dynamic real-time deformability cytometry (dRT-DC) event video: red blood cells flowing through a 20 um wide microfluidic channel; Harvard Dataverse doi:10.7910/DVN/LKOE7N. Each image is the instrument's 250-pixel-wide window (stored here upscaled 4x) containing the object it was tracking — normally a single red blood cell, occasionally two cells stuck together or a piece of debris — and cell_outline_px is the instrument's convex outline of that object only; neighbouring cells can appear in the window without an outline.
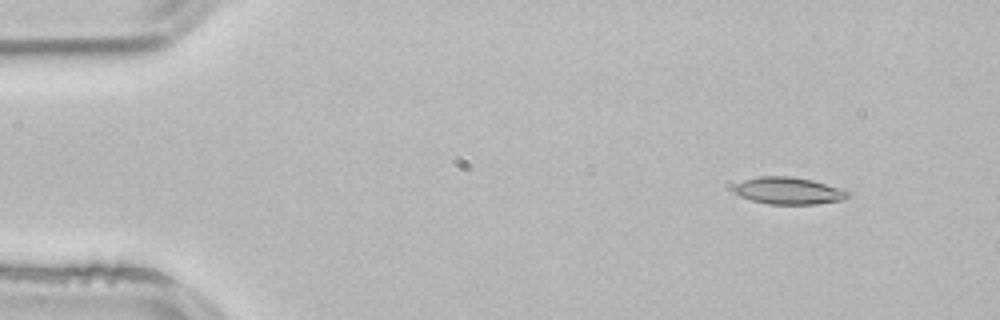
{"species": "common noctule bat (a hibernating species)", "species_latin": "Nyctalus noctula", "temperature_condition": "room temperature", "stored_images_in_passage": 3, "camera_frame_rate_fps": 3000, "um_per_image_px": 0.085, "animal": {"sex": "male", "body_mass_g": 21.5, "forearm_length_mm": 52.0}, "frame": {"image": 1, "passage_image": 1, "time_ms": 0.0, "image_size_px": [1000, 320], "cell_outline_px": [[852, 196], [844, 200], [816, 204], [768, 204], [752, 200], [740, 196], [732, 192], [732, 188], [736, 184], [744, 180], [760, 176], [792, 176], [812, 180], [844, 188], [852, 192]], "centroid_in_image_um": [67.1, 16.21], "position_along_channel_um": 17.9, "area_um2": 18.38}}
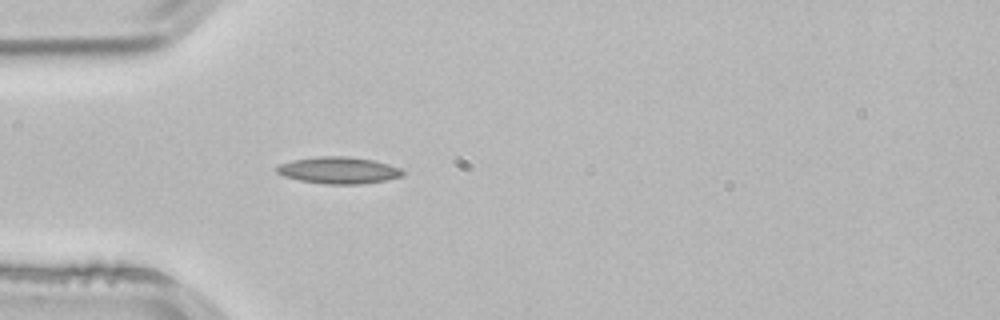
{"frame": {"image": 2, "passage_image": 3, "time_ms": 0.667, "image_size_px": [1000, 320], "cell_outline_px": [[404, 176], [388, 180], [360, 184], [328, 184], [300, 180], [284, 176], [276, 172], [276, 168], [280, 164], [292, 160], [320, 156], [348, 156], [372, 160], [388, 164], [400, 168], [404, 172]], "centroid_in_image_um": [28.81, 14.47], "position_along_channel_um": 56.2, "area_um2": 19.59}}